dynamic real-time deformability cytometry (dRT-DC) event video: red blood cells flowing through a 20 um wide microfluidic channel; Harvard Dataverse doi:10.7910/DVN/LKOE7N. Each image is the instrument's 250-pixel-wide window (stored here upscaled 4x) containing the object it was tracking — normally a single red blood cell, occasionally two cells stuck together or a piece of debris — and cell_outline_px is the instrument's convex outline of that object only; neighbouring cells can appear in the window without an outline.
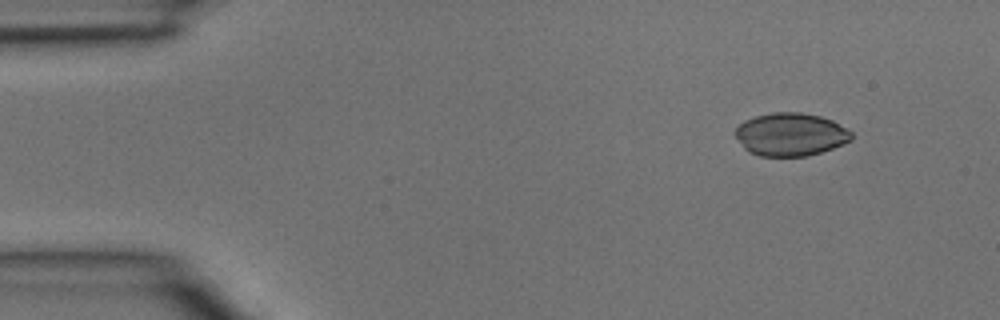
{"species": "common noctule bat (a hibernating species)", "species_latin": "Nyctalus noctula", "temperature_condition": "room temperature", "stored_images_in_passage": 4, "segment_of_instrument_passage": [1, 2], "camera_frame_rate_fps": 3000, "um_per_image_px": 0.085, "animal": {"sex": "male", "body_mass_g": 15.6}, "frame": {"image": 1, "passage_image": 1, "time_ms": 0.0, "image_size_px": [1000, 320], "cell_outline_px": [[852, 140], [844, 144], [808, 156], [760, 156], [748, 152], [744, 148], [736, 136], [736, 128], [744, 120], [756, 116], [772, 112], [800, 112], [820, 116], [832, 120], [852, 132]], "centroid_in_image_um": [67.21, 11.43], "position_along_channel_um": 17.8, "area_um2": 29.07}}